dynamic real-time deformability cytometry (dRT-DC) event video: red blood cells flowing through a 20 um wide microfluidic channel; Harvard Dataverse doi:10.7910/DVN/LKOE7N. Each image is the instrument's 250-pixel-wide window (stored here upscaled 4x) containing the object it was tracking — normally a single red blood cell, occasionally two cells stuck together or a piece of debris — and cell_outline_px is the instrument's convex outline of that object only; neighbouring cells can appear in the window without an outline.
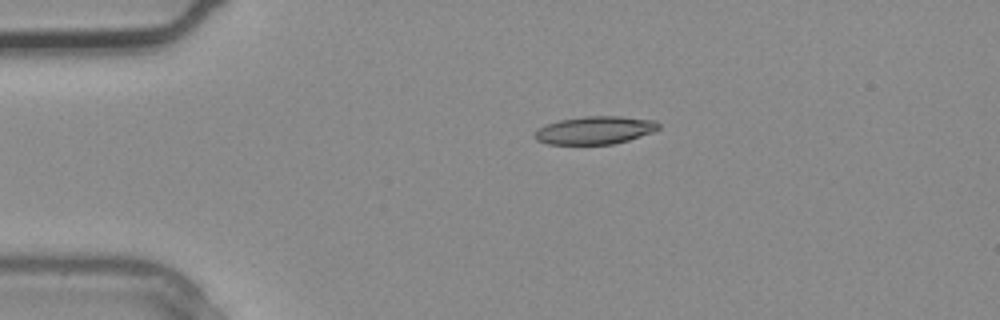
{"species": "common noctule bat (a hibernating species)", "species_latin": "Nyctalus noctula", "temperature_condition": "warm", "stored_images_in_passage": 2, "camera_frame_rate_fps": 3000, "um_per_image_px": 0.085, "animal": {"sex": "male", "body_mass_g": 20.4}, "frame": {"image": 1, "passage_image": 1, "time_ms": 0.0, "image_size_px": [1000, 320], "cell_outline_px": [[660, 128], [652, 132], [628, 140], [612, 144], [548, 144], [536, 140], [532, 136], [532, 132], [536, 128], [560, 120], [584, 116], [620, 116], [656, 120], [660, 124]], "centroid_in_image_um": [50.54, 11.06], "position_along_channel_um": 34.5, "area_um2": 20.29}}